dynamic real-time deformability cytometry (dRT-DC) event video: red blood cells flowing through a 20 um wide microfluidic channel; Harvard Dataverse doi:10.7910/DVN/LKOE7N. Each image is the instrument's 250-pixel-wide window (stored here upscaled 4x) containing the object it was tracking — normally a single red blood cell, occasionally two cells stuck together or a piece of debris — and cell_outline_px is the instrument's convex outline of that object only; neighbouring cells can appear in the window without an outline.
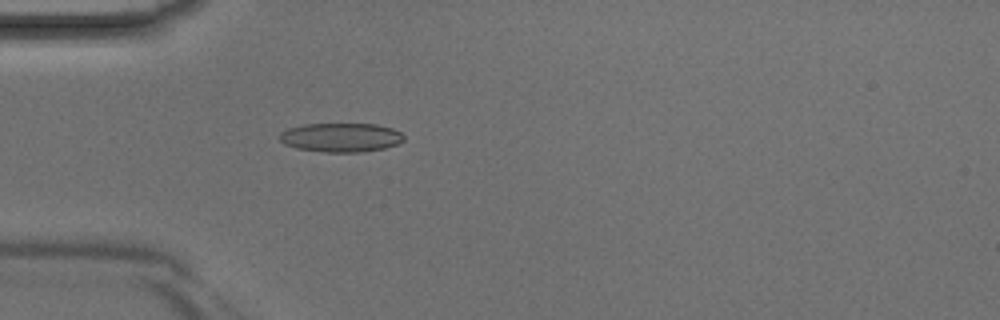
{"species": "Egyptian fruit bat (a non-hibernating species)", "species_latin": "Rousettus aegyptiacus", "temperature_condition": "room temperature", "stored_images_in_passage": 40, "camera_frame_rate_fps": 3000, "um_per_image_px": 0.085, "animal": {"sex": "male"}, "frame": {"image": 1, "passage_image": 10, "time_ms": 3.0, "image_size_px": [1000, 320], "cell_outline_px": [[404, 140], [396, 144], [384, 148], [360, 152], [324, 152], [296, 148], [284, 144], [280, 140], [280, 132], [288, 128], [304, 124], [376, 124], [392, 128], [400, 132], [404, 136]], "centroid_in_image_um": [28.96, 11.68], "position_along_channel_um": 56.0, "area_um2": 20.98}}
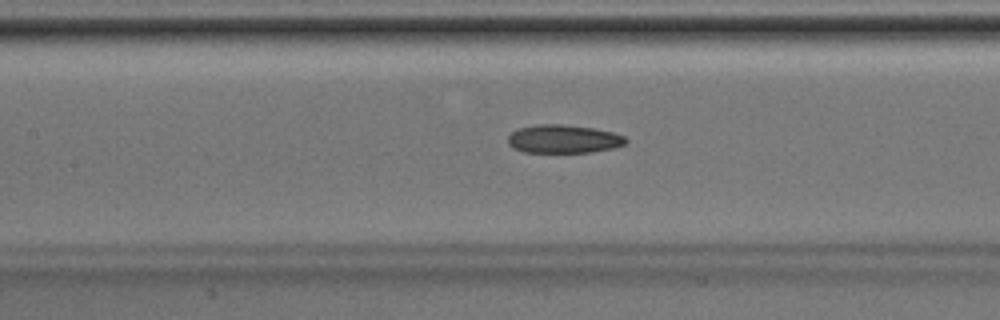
{"frame": {"image": 2, "passage_image": 17, "time_ms": 5.333, "image_size_px": [1000, 320], "cell_outline_px": [[628, 140], [624, 144], [612, 148], [592, 152], [524, 152], [512, 148], [508, 144], [508, 136], [516, 128], [536, 124], [564, 124], [592, 128], [612, 132], [624, 136]], "centroid_in_image_um": [47.85, 11.81], "position_along_channel_um": 159.6, "area_um2": 19.54}}
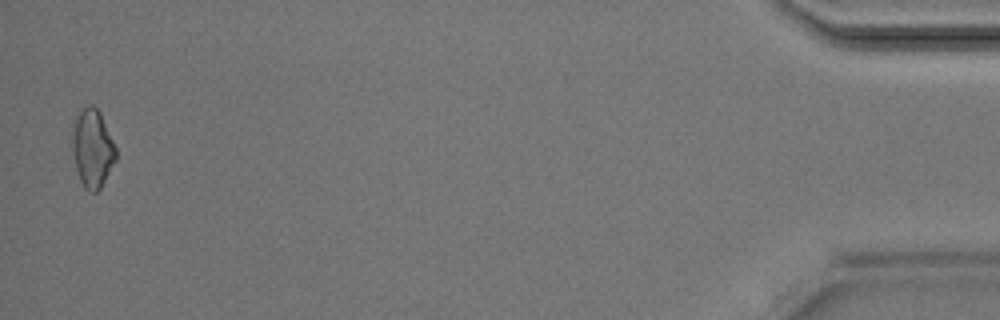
{"frame": {"image": 3, "passage_image": 40, "time_ms": 13.0, "image_size_px": [1000, 320], "cell_outline_px": [[116, 160], [100, 188], [96, 192], [88, 192], [84, 188], [80, 180], [76, 168], [72, 148], [72, 136], [76, 116], [88, 104], [92, 104], [100, 112], [116, 148]], "centroid_in_image_um": [7.86, 12.63], "position_along_channel_um": 427.3, "area_um2": 19.65}}